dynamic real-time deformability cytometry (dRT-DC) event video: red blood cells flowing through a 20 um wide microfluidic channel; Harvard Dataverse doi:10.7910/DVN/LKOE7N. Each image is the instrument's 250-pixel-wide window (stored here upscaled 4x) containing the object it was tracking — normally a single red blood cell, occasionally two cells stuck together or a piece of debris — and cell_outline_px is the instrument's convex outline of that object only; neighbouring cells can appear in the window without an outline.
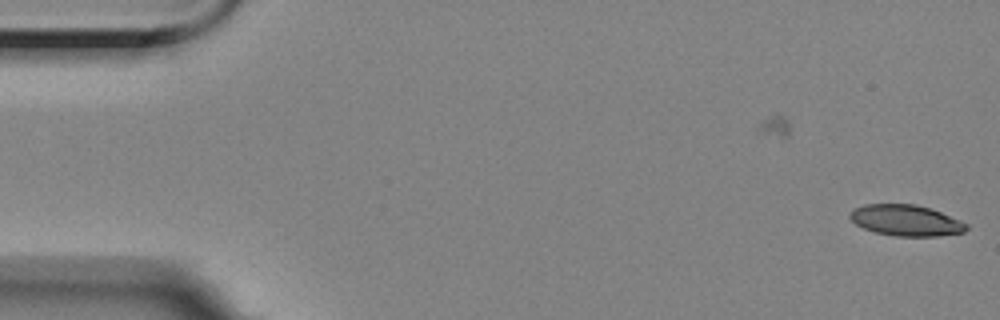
{"species": "Egyptian fruit bat (a non-hibernating species)", "species_latin": "Rousettus aegyptiacus", "temperature_condition": "room temperature", "stored_images_in_passage": 7, "camera_frame_rate_fps": 3000, "um_per_image_px": 0.085, "animal": {"sex": "female"}, "frame": {"image": 1, "passage_image": 7, "time_ms": 2.0, "image_size_px": [1000, 320], "cell_outline_px": [[968, 228], [964, 232], [936, 236], [896, 236], [876, 232], [864, 228], [856, 224], [848, 216], [856, 208], [864, 204], [916, 204], [940, 212], [960, 220], [968, 224]], "centroid_in_image_um": [77.02, 18.73], "position_along_channel_um": 8.0, "area_um2": 20.81}}